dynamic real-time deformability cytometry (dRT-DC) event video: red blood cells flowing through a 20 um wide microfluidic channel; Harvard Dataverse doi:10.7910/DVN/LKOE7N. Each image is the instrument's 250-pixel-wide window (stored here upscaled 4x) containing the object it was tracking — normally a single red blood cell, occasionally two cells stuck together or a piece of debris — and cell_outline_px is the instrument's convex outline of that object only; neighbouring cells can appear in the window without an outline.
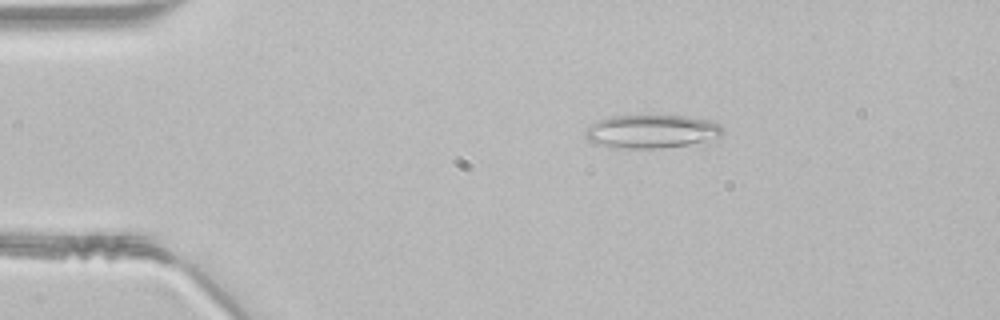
{"species": "common noctule bat (a hibernating species)", "species_latin": "Nyctalus noctula", "temperature_condition": "room temperature", "stored_images_in_passage": 40, "camera_frame_rate_fps": 3000, "um_per_image_px": 0.085, "animal": {"sex": "male", "body_mass_g": 21.5, "forearm_length_mm": 52.0}, "frame": {"image": 1, "passage_image": 1, "time_ms": 0.0, "image_size_px": [1000, 320], "cell_outline_px": [[724, 132], [720, 136], [688, 144], [664, 148], [612, 148], [592, 144], [588, 140], [584, 132], [596, 120], [612, 116], [684, 116], [712, 120], [720, 124], [724, 128]], "centroid_in_image_um": [55.35, 11.18], "position_along_channel_um": 29.6, "area_um2": 26.82}}
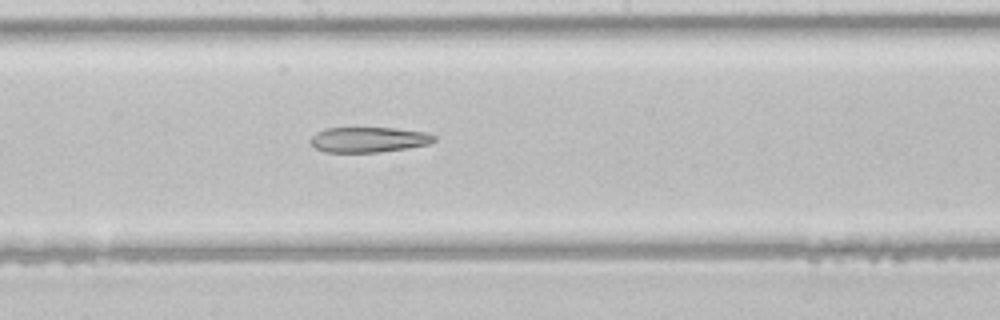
{"frame": {"image": 2, "passage_image": 18, "time_ms": 5.667, "image_size_px": [1000, 320], "cell_outline_px": [[436, 140], [428, 144], [408, 148], [380, 152], [324, 152], [316, 148], [312, 144], [312, 136], [316, 132], [324, 128], [392, 128], [424, 132], [436, 136]], "centroid_in_image_um": [31.34, 11.87], "position_along_channel_um": 216.9, "area_um2": 18.09}}
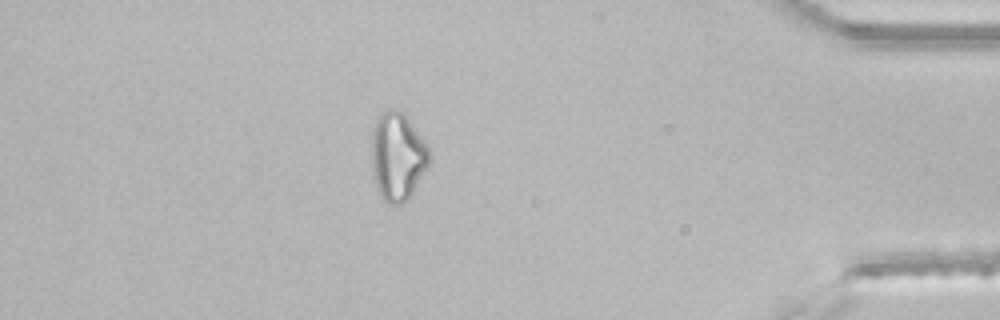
{"frame": {"image": 3, "passage_image": 34, "time_ms": 11.0, "image_size_px": [1000, 320], "cell_outline_px": [[428, 164], [412, 196], [408, 200], [400, 204], [388, 204], [384, 200], [376, 184], [372, 168], [372, 136], [376, 120], [380, 112], [388, 108], [392, 108], [400, 112], [412, 124], [428, 148]], "centroid_in_image_um": [33.77, 13.32], "position_along_channel_um": 401.4, "area_um2": 29.07}}